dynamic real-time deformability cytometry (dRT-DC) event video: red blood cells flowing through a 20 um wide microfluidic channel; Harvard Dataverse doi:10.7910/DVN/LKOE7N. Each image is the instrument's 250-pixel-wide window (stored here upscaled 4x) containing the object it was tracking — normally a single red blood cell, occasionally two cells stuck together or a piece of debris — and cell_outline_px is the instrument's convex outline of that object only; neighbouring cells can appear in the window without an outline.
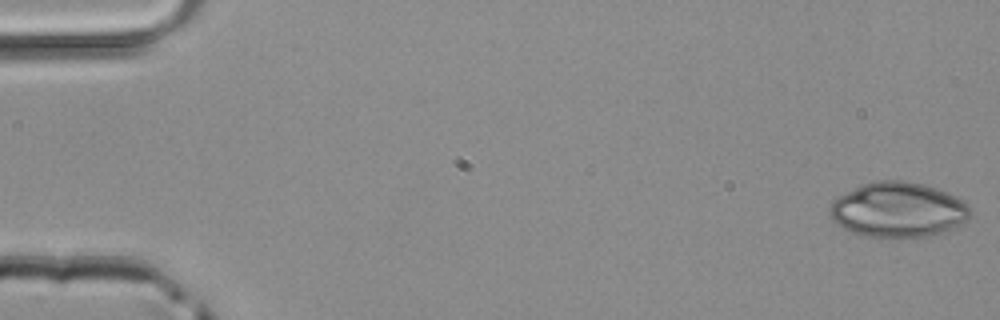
{"species": "common noctule bat (a hibernating species)", "species_latin": "Nyctalus noctula", "temperature_condition": "room temperature", "stored_images_in_passage": 45, "camera_frame_rate_fps": 3000, "um_per_image_px": 0.085, "animal": {"sex": "male", "body_mass_g": 20.4}, "frame": {"image": 1, "passage_image": 1, "time_ms": 0.0, "image_size_px": [1000, 320], "cell_outline_px": [[968, 220], [944, 232], [932, 236], [864, 236], [852, 232], [836, 224], [832, 220], [828, 208], [832, 200], [872, 180], [904, 180], [924, 184], [936, 188], [956, 196], [964, 200], [968, 204]], "centroid_in_image_um": [76.33, 17.82], "position_along_channel_um": 8.7, "area_um2": 44.8}}
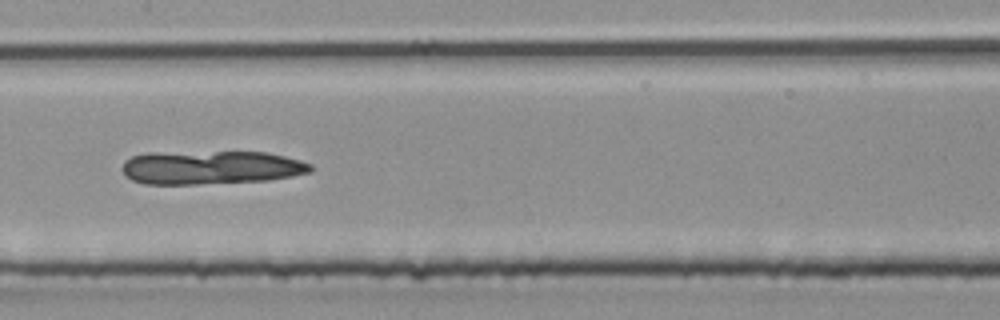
{"frame": {"image": 2, "passage_image": 24, "time_ms": 7.667, "image_size_px": [1000, 320], "cell_outline_px": [[312, 172], [292, 176], [268, 180], [196, 184], [144, 184], [132, 180], [120, 168], [124, 160], [132, 156], [148, 152], [268, 152], [300, 160], [312, 164]], "centroid_in_image_um": [17.92, 14.23], "position_along_channel_um": 189.5, "area_um2": 37.11}}
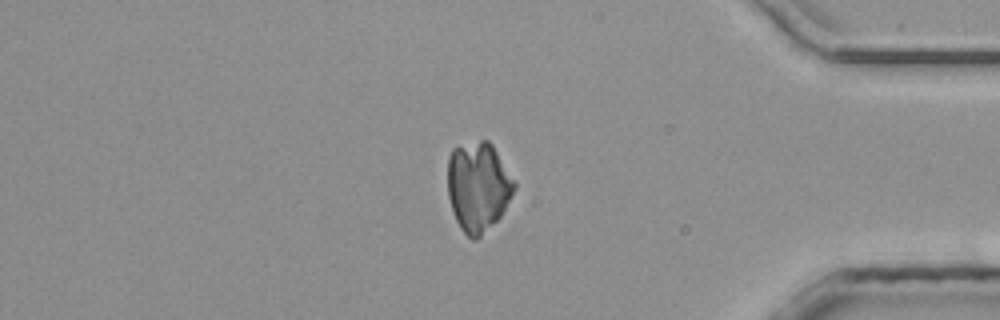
{"frame": {"image": 3, "passage_image": 40, "time_ms": 13.0, "image_size_px": [1000, 320], "cell_outline_px": [[516, 188], [500, 216], [476, 240], [472, 240], [460, 228], [456, 220], [448, 196], [448, 156], [452, 148], [480, 140], [488, 140], [492, 144], [516, 180]], "centroid_in_image_um": [40.65, 15.84], "position_along_channel_um": 394.6, "area_um2": 34.8}}